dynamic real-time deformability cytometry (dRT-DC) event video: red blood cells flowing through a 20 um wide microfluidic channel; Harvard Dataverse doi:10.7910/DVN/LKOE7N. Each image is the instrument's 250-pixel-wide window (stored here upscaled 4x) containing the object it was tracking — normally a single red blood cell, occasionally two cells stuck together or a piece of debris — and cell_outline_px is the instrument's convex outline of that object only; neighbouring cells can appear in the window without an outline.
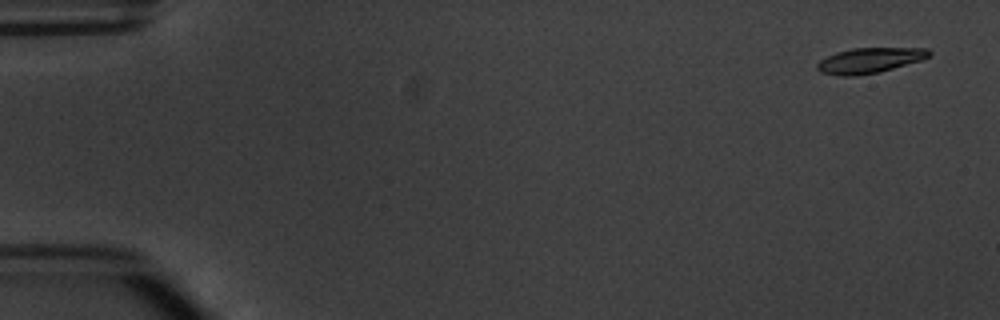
{"species": "common noctule bat (a hibernating species)", "species_latin": "Nyctalus noctula", "temperature_condition": "warm", "stored_images_in_passage": 5, "camera_frame_rate_fps": 3000, "um_per_image_px": 0.085, "animal": {"sex": "male", "body_mass_g": 20.1, "forearm_length_mm": 53.5}, "frame": {"image": 1, "passage_image": 1, "time_ms": 0.0, "image_size_px": [1000, 320], "cell_outline_px": [[932, 52], [928, 56], [920, 60], [880, 72], [856, 76], [840, 76], [820, 72], [816, 68], [816, 64], [820, 60], [836, 52], [852, 48], [928, 48]], "centroid_in_image_um": [73.88, 5.14], "position_along_channel_um": 11.1, "area_um2": 16.47}}
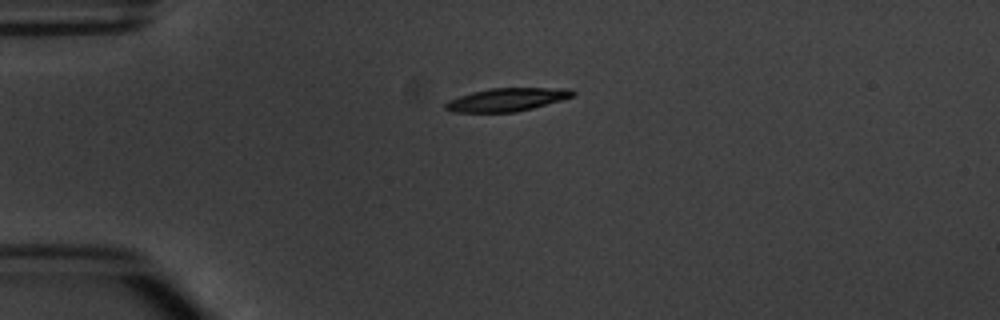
{"frame": {"image": 2, "passage_image": 4, "time_ms": 3.667, "image_size_px": [1000, 320], "cell_outline_px": [[576, 96], [532, 108], [512, 112], [452, 112], [444, 108], [444, 104], [448, 100], [472, 92], [492, 88], [572, 88], [576, 92]], "centroid_in_image_um": [43.11, 8.46], "position_along_channel_um": 41.9, "area_um2": 17.17}}